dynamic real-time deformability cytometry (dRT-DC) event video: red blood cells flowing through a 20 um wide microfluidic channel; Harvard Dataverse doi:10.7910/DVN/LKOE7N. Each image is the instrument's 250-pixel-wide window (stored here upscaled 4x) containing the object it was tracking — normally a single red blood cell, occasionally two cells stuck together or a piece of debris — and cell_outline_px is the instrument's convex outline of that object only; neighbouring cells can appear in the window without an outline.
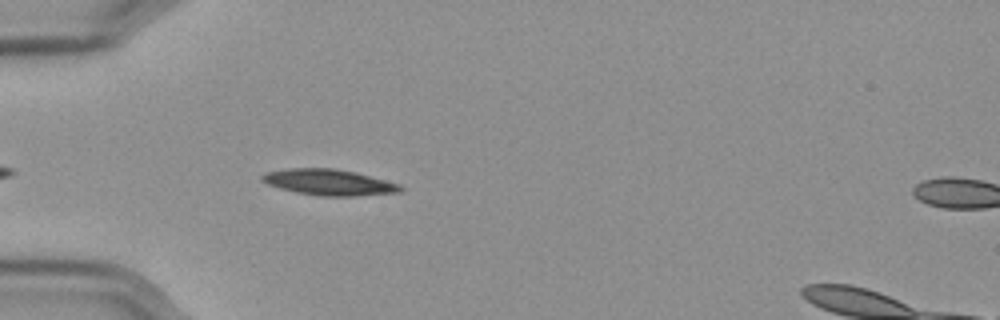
{"species": "Egyptian fruit bat (a non-hibernating species)", "species_latin": "Rousettus aegyptiacus", "temperature_condition": "cold", "stored_images_in_passage": 45, "camera_frame_rate_fps": 3000, "um_per_image_px": 0.085, "frame": {"image": 1, "passage_image": 5, "time_ms": 1.333, "image_size_px": [1000, 320], "cell_outline_px": [[404, 188], [400, 192], [356, 196], [320, 196], [296, 192], [280, 188], [268, 184], [260, 180], [260, 176], [264, 172], [288, 168], [336, 168], [356, 172], [400, 184]], "centroid_in_image_um": [27.95, 15.49], "position_along_channel_um": 57.1, "area_um2": 21.1}}
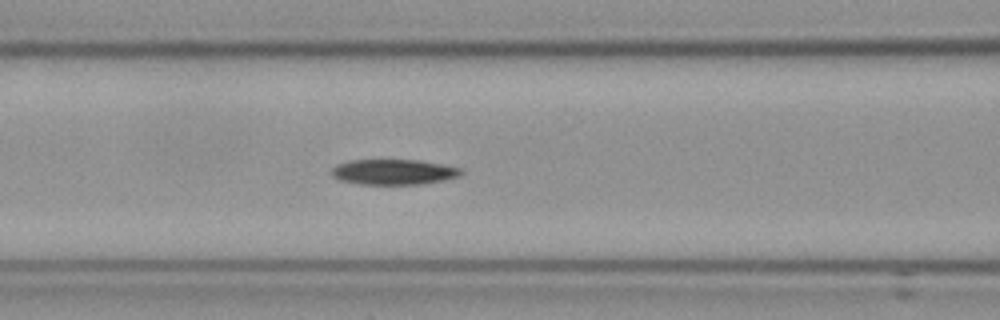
{"frame": {"image": 2, "passage_image": 12, "time_ms": 3.667, "image_size_px": [1000, 320], "cell_outline_px": [[464, 172], [460, 176], [444, 180], [420, 184], [360, 184], [340, 180], [332, 176], [332, 168], [336, 164], [348, 160], [420, 160], [444, 164], [460, 168]], "centroid_in_image_um": [33.47, 14.61], "position_along_channel_um": 133.1, "area_um2": 19.25}}
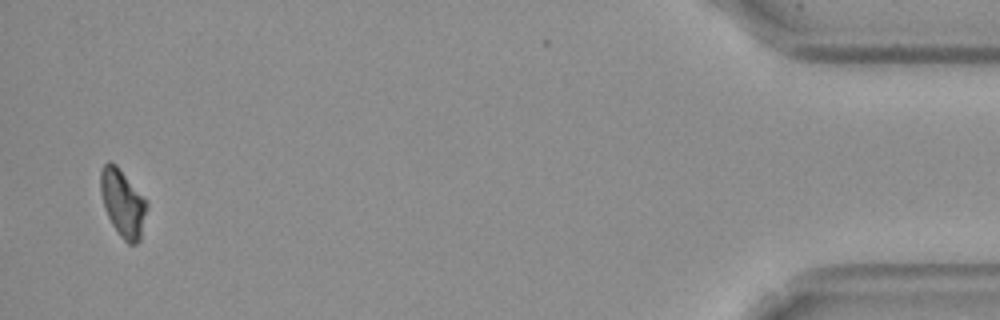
{"frame": {"image": 3, "passage_image": 43, "time_ms": 14.0, "image_size_px": [1000, 320], "cell_outline_px": [[148, 208], [140, 240], [136, 244], [128, 244], [120, 236], [112, 224], [104, 208], [100, 192], [100, 168], [108, 160], [112, 160], [116, 164], [148, 204]], "centroid_in_image_um": [10.41, 17.26], "position_along_channel_um": 424.8, "area_um2": 18.15}, "authors_computed_cell_mechanics": {"area_um2": 19.2474, "velocity_mm_per_s": 3.578, "shape_relaxation_time_tau1_ms": 7.2648, "shape_relaxation_time_tau2_ms": null, "deformation_change_tau1": 0.1802, "deformation_change_tau2": null}}